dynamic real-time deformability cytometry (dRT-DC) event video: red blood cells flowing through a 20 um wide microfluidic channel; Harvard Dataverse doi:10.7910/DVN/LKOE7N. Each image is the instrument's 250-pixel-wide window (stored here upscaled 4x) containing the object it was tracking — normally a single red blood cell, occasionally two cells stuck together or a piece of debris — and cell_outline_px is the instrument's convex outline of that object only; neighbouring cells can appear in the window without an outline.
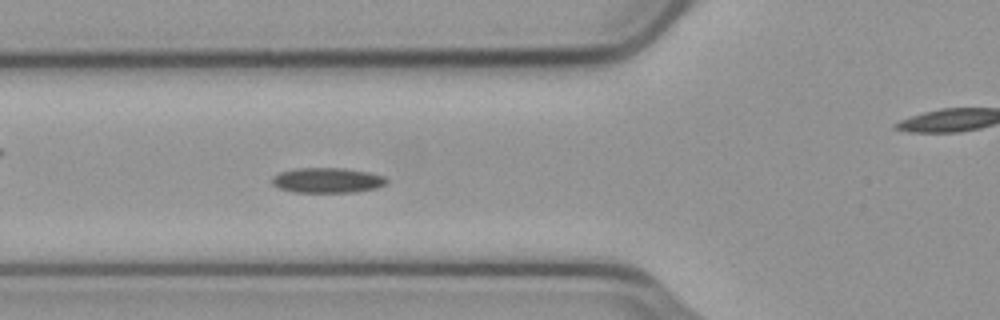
{"species": "common noctule bat (a hibernating species)", "species_latin": "Nyctalus noctula", "temperature_condition": "cold", "stored_images_in_passage": 44, "camera_frame_rate_fps": 3000, "um_per_image_px": 0.085, "animal": {"sex": "male", "body_mass_g": 23.1, "forearm_length_mm": 52.7}, "frame": {"image": 1, "passage_image": 8, "time_ms": 2.333, "image_size_px": [1000, 320], "cell_outline_px": [[388, 184], [376, 188], [356, 192], [292, 192], [280, 188], [272, 184], [272, 176], [280, 172], [296, 168], [344, 168], [368, 172], [384, 176], [388, 180]], "centroid_in_image_um": [27.84, 15.32], "position_along_channel_um": 98.0, "area_um2": 16.88}}
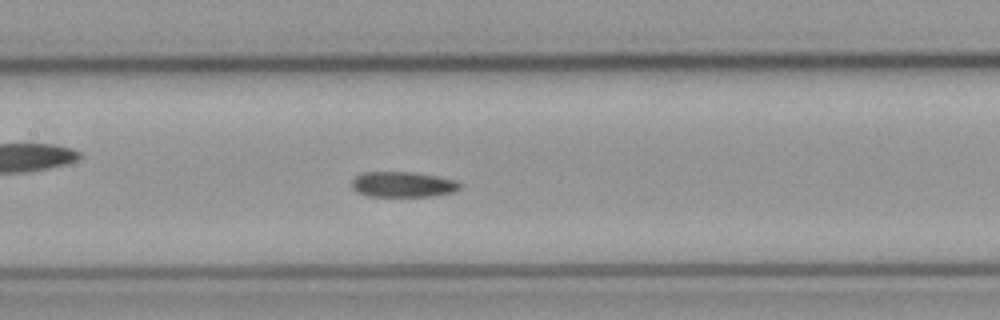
{"frame": {"image": 2, "passage_image": 14, "time_ms": 4.333, "image_size_px": [1000, 320], "cell_outline_px": [[460, 188], [456, 192], [436, 196], [368, 196], [356, 192], [352, 188], [352, 180], [360, 172], [412, 172], [436, 176], [456, 180], [460, 184]], "centroid_in_image_um": [34.24, 15.68], "position_along_channel_um": 173.2, "area_um2": 16.18}}
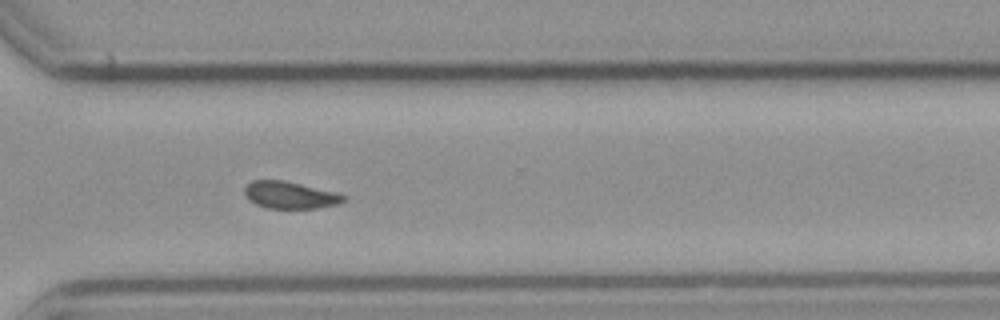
{"frame": {"image": 3, "passage_image": 28, "time_ms": 9.0, "image_size_px": [1000, 320], "cell_outline_px": [[348, 196], [340, 204], [316, 208], [268, 208], [256, 204], [248, 200], [244, 192], [244, 188], [252, 180], [284, 180], [336, 192]], "centroid_in_image_um": [24.66, 16.58], "position_along_channel_um": 345.9, "area_um2": 15.66}}